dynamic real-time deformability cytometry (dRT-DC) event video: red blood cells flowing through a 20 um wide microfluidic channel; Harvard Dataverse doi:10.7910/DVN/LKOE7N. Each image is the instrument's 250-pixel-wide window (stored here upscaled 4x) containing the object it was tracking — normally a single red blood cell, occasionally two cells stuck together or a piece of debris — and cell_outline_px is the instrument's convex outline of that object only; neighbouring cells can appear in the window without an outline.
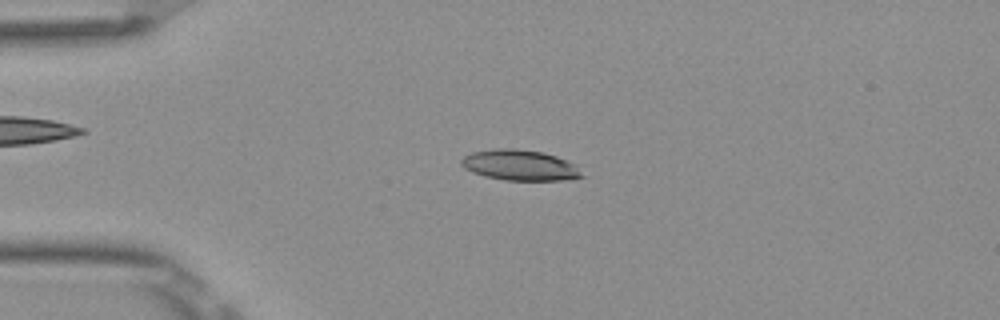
{"species": "Egyptian fruit bat (a non-hibernating species)", "species_latin": "Rousettus aegyptiacus", "temperature_condition": "room temperature", "stored_images_in_passage": 44, "camera_frame_rate_fps": 3000, "um_per_image_px": 0.085, "frame": {"image": 1, "passage_image": 5, "time_ms": 1.333, "image_size_px": [1000, 320], "cell_outline_px": [[584, 176], [564, 180], [504, 180], [484, 176], [472, 172], [464, 168], [460, 164], [460, 160], [464, 156], [472, 152], [496, 148], [516, 148], [544, 152], [556, 156], [576, 164]], "centroid_in_image_um": [44.18, 14.03], "position_along_channel_um": 40.8, "area_um2": 21.68}}
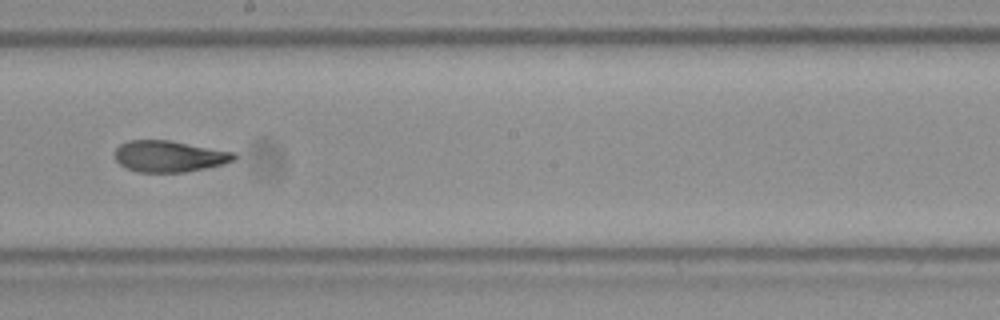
{"frame": {"image": 2, "passage_image": 22, "time_ms": 7.0, "image_size_px": [1000, 320], "cell_outline_px": [[236, 160], [224, 164], [184, 172], [136, 172], [124, 168], [116, 160], [116, 148], [120, 144], [128, 140], [168, 140], [236, 152]], "centroid_in_image_um": [14.39, 13.29], "position_along_channel_um": 233.8, "area_um2": 21.85}}
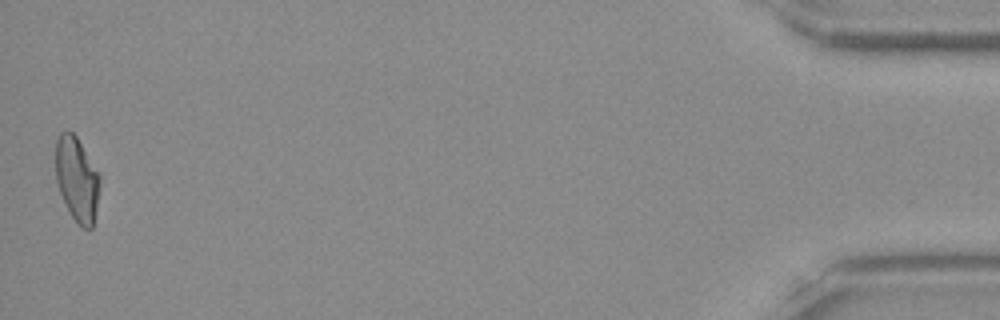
{"frame": {"image": 3, "passage_image": 44, "time_ms": 14.333, "image_size_px": [1000, 320], "cell_outline_px": [[100, 184], [92, 228], [84, 228], [72, 216], [60, 192], [56, 180], [56, 140], [60, 132], [68, 128], [76, 136], [100, 176]], "centroid_in_image_um": [6.52, 15.17], "position_along_channel_um": 428.7, "area_um2": 21.27}, "authors_computed_cell_mechanics": {"area_um2": 22.0796, "velocity_mm_per_s": 3.9096, "shape_relaxation_time_tau1_ms": null, "shape_relaxation_time_tau2_ms": 1.8716, "deformation_change_tau1": null, "deformation_change_tau2": 0.0867}}